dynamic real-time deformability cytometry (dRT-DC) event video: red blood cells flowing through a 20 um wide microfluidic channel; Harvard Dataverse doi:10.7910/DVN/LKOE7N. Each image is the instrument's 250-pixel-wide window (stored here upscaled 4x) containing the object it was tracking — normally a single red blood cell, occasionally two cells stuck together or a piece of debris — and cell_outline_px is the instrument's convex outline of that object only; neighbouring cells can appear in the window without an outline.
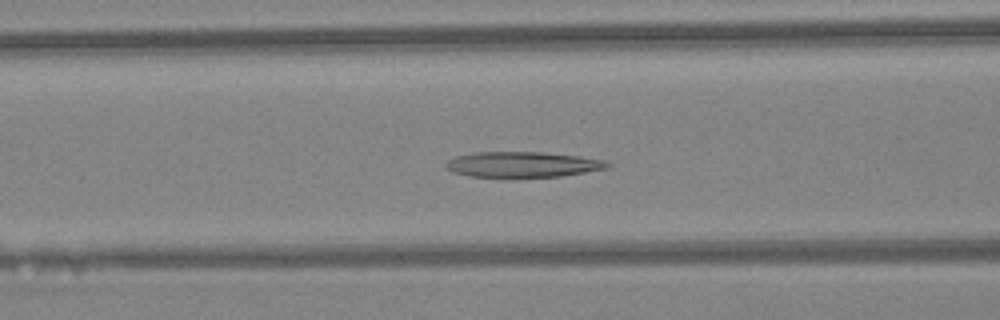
{"species": "Egyptian fruit bat (a non-hibernating species)", "species_latin": "Rousettus aegyptiacus", "temperature_condition": "warm", "stored_images_in_passage": 45, "camera_frame_rate_fps": 3000, "um_per_image_px": 0.085, "animal": {"sex": "female"}, "frame": {"image": 1, "passage_image": 18, "time_ms": 5.667, "image_size_px": [1000, 320], "cell_outline_px": [[612, 164], [608, 168], [560, 176], [500, 180], [468, 176], [452, 172], [444, 168], [444, 164], [448, 160], [456, 156], [476, 152], [540, 152], [576, 156], [604, 160]], "centroid_in_image_um": [44.31, 14.03], "position_along_channel_um": 122.3, "area_um2": 24.97}}
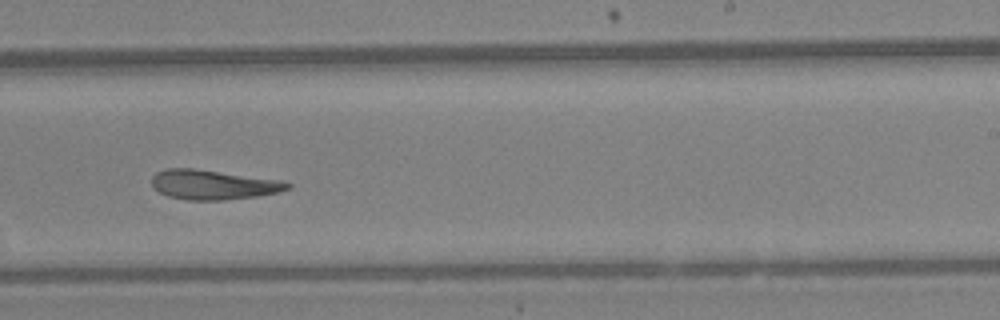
{"frame": {"image": 2, "passage_image": 28, "time_ms": 9.0, "image_size_px": [1000, 320], "cell_outline_px": [[292, 188], [280, 192], [256, 196], [224, 200], [188, 200], [168, 196], [152, 188], [152, 176], [156, 172], [168, 168], [192, 168], [280, 180], [292, 184]], "centroid_in_image_um": [18.11, 15.7], "position_along_channel_um": 270.9, "area_um2": 23.41}}
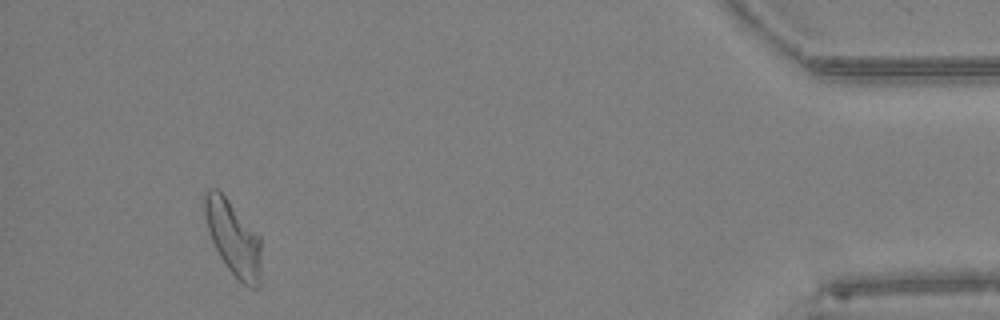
{"frame": {"image": 3, "passage_image": 42, "time_ms": 13.667, "image_size_px": [1000, 320], "cell_outline_px": [[260, 288], [248, 288], [228, 268], [220, 256], [212, 240], [208, 228], [204, 212], [204, 192], [208, 188], [216, 188], [228, 200], [260, 236]], "centroid_in_image_um": [19.83, 20.24], "position_along_channel_um": 415.4, "area_um2": 24.16}, "authors_computed_cell_mechanics": {"area_um2": 24.3916, "velocity_mm_per_s": 4.4889, "shape_relaxation_time_tau1_ms": null, "shape_relaxation_time_tau2_ms": 6.6194, "deformation_change_tau1": null, "deformation_change_tau2": 0.2032}}